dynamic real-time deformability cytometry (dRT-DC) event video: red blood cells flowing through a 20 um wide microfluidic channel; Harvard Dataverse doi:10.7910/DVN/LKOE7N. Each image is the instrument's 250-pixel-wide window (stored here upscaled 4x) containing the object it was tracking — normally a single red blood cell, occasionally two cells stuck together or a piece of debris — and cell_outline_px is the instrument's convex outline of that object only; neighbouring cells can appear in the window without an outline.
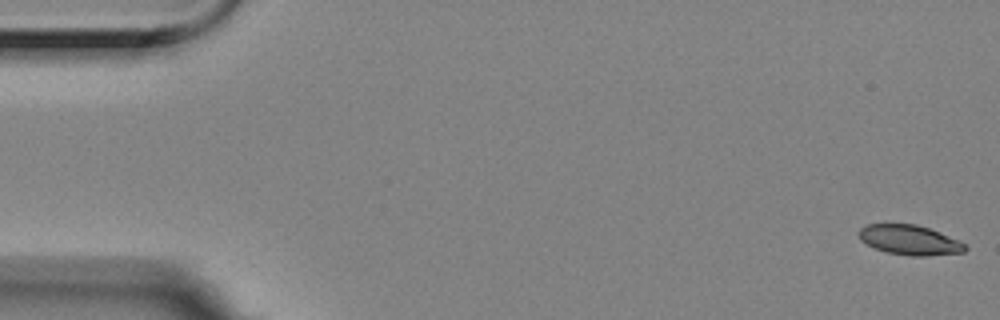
{"species": "Egyptian fruit bat (a non-hibernating species)", "species_latin": "Rousettus aegyptiacus", "temperature_condition": "room temperature", "stored_images_in_passage": 57, "camera_frame_rate_fps": 3000, "um_per_image_px": 0.085, "animal": {"sex": "female"}, "frame": {"image": 1, "passage_image": 1, "time_ms": 0.0, "image_size_px": [1000, 320], "cell_outline_px": [[968, 248], [964, 252], [924, 256], [912, 256], [888, 252], [876, 248], [860, 240], [860, 228], [868, 224], [916, 224], [928, 228], [956, 240], [964, 244]], "centroid_in_image_um": [77.31, 20.4], "position_along_channel_um": 7.7, "area_um2": 17.98}}
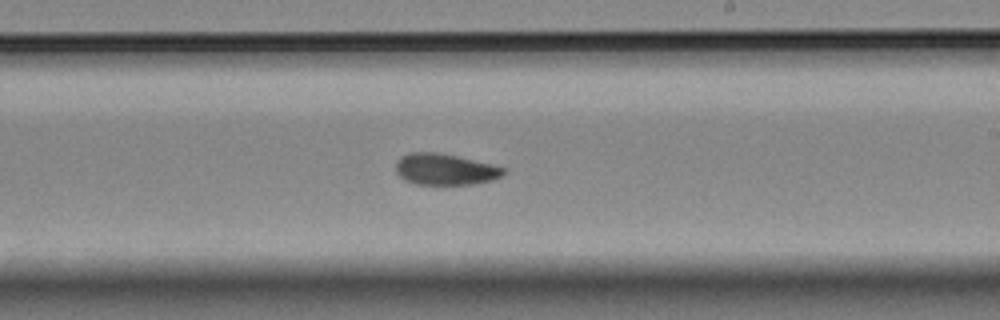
{"frame": {"image": 2, "passage_image": 33, "time_ms": 10.667, "image_size_px": [1000, 320], "cell_outline_px": [[504, 172], [500, 176], [492, 180], [472, 184], [416, 184], [404, 180], [396, 172], [396, 164], [400, 156], [408, 152], [436, 152], [456, 156], [504, 168]], "centroid_in_image_um": [37.75, 14.39], "position_along_channel_um": 251.3, "area_um2": 19.31}}
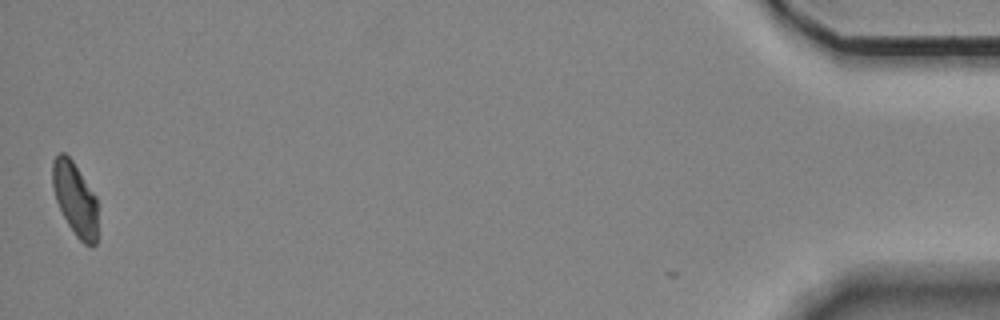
{"frame": {"image": 3, "passage_image": 56, "time_ms": 18.333, "image_size_px": [1000, 320], "cell_outline_px": [[100, 236], [96, 244], [92, 248], [84, 244], [76, 236], [68, 224], [56, 200], [52, 188], [52, 160], [60, 152], [64, 152], [72, 160], [96, 196]], "centroid_in_image_um": [6.43, 16.98], "position_along_channel_um": 428.8, "area_um2": 19.88}, "authors_computed_cell_mechanics": {"area_um2": 19.652, "velocity_mm_per_s": 3.5104, "shape_relaxation_time_tau1_ms": 5.6641, "shape_relaxation_time_tau2_ms": 3.156, "deformation_change_tau1": 0.1776, "deformation_change_tau2": 0.0722}}